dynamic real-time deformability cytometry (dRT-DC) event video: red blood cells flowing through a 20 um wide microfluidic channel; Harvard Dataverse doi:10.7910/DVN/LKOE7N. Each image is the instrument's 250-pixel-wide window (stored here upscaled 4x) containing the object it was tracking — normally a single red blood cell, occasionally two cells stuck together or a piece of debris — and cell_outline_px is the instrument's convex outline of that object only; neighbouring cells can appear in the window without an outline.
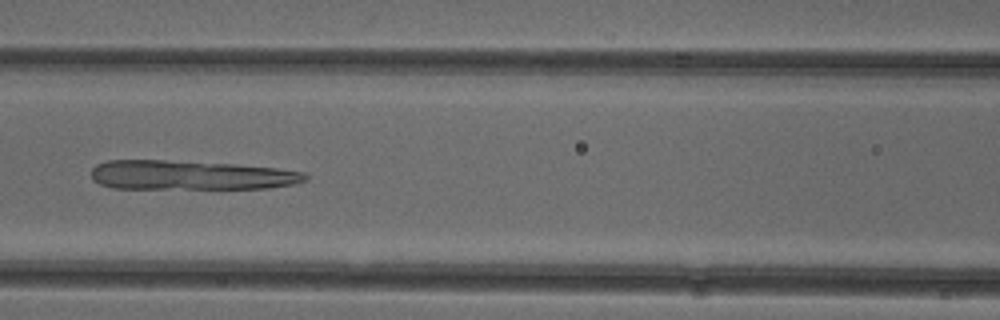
{"species": "common noctule bat (a hibernating species)", "species_latin": "Nyctalus noctula", "temperature_condition": "cold", "stored_images_in_passage": 51, "camera_frame_rate_fps": 3000, "um_per_image_px": 0.085, "animal": {"sex": "female"}, "frame": {"image": 1, "passage_image": 22, "time_ms": 7.0, "image_size_px": [1000, 320], "cell_outline_px": [[308, 180], [296, 184], [268, 188], [112, 188], [100, 184], [92, 180], [92, 168], [96, 164], [108, 160], [164, 160], [232, 164], [276, 168], [304, 172], [308, 176]], "centroid_in_image_um": [16.2, 14.89], "position_along_channel_um": 150.4, "area_um2": 36.59}}
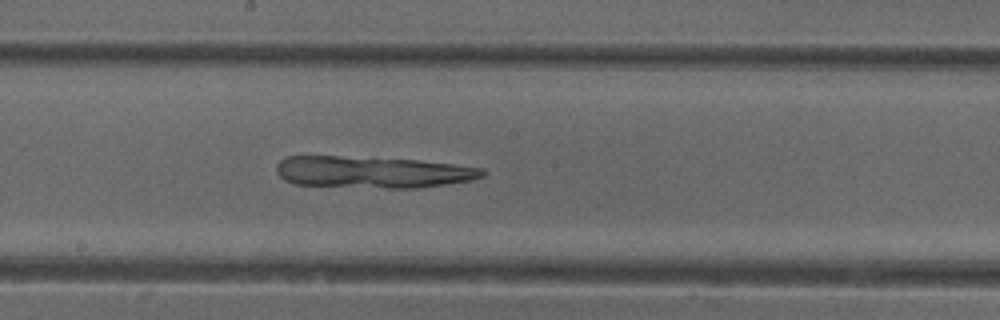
{"frame": {"image": 2, "passage_image": 27, "time_ms": 8.667, "image_size_px": [1000, 320], "cell_outline_px": [[488, 172], [484, 176], [472, 180], [416, 188], [388, 188], [296, 184], [284, 180], [276, 172], [276, 164], [280, 160], [288, 156], [336, 156], [416, 160], [452, 164], [484, 168]], "centroid_in_image_um": [31.67, 14.63], "position_along_channel_um": 216.5, "area_um2": 37.86}}
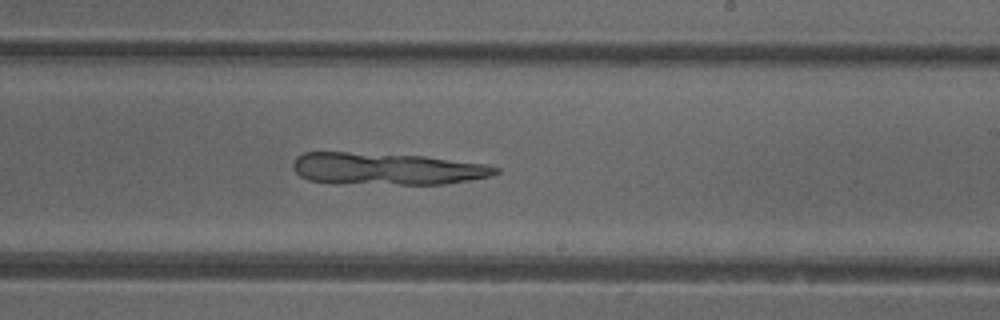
{"frame": {"image": 3, "passage_image": 30, "time_ms": 9.667, "image_size_px": [1000, 320], "cell_outline_px": [[500, 172], [492, 176], [444, 184], [332, 184], [308, 180], [300, 176], [296, 172], [292, 164], [296, 156], [304, 152], [348, 152], [424, 156], [488, 164], [500, 168]], "centroid_in_image_um": [32.86, 14.35], "position_along_channel_um": 256.1, "area_um2": 38.32}}